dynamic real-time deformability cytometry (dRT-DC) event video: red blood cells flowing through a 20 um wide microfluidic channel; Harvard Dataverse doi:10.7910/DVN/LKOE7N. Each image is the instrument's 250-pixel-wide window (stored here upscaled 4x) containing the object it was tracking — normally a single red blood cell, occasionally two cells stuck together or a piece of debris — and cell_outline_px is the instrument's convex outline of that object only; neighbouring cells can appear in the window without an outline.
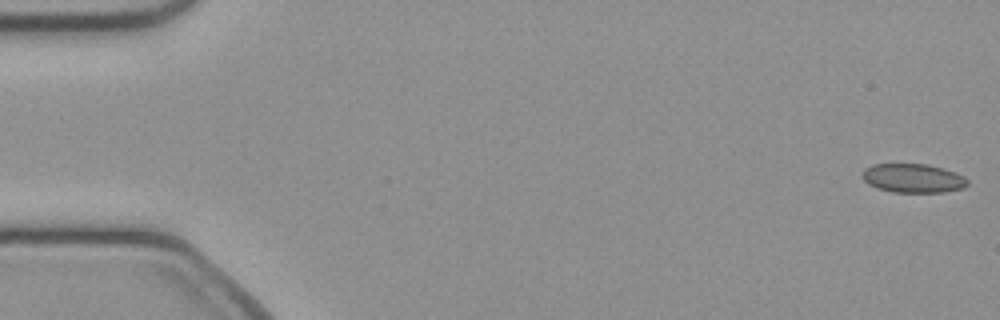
{"species": "common noctule bat (a hibernating species)", "species_latin": "Nyctalus noctula", "temperature_condition": "cold", "stored_images_in_passage": 9, "camera_frame_rate_fps": 3000, "um_per_image_px": 0.085, "animal": {"sex": "female", "body_mass_g": 21.9}, "frame": {"image": 1, "passage_image": 1, "time_ms": 0.0, "image_size_px": [1000, 320], "cell_outline_px": [[968, 184], [964, 188], [944, 192], [892, 192], [876, 188], [868, 184], [864, 180], [864, 168], [872, 164], [928, 164], [944, 168], [964, 176], [968, 180]], "centroid_in_image_um": [77.63, 15.15], "position_along_channel_um": 7.4, "area_um2": 17.8}}